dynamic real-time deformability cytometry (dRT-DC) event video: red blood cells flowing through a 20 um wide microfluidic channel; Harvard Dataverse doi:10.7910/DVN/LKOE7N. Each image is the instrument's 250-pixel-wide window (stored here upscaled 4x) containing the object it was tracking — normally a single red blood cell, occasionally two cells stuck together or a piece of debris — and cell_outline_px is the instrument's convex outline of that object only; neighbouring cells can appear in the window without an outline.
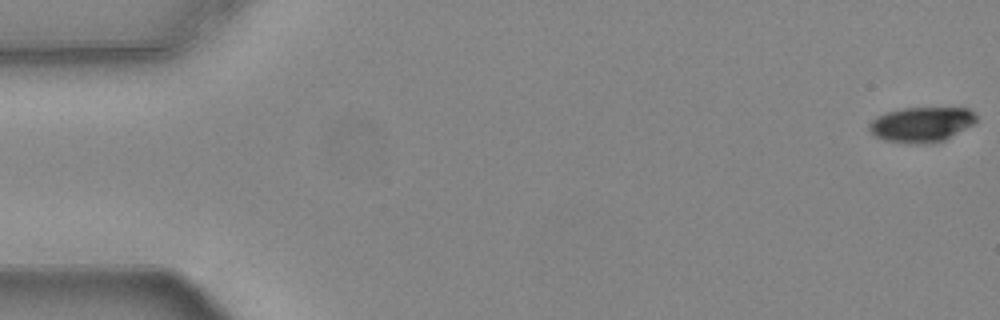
{"species": "common noctule bat (a hibernating species)", "species_latin": "Nyctalus noctula", "temperature_condition": "warm", "stored_images_in_passage": 56, "camera_frame_rate_fps": 3000, "um_per_image_px": 0.085, "animal": {"sex": "female", "body_mass_g": 24.6, "forearm_length_mm": 56.2}, "frame": {"image": 1, "passage_image": 1, "time_ms": 0.0, "image_size_px": [1000, 320], "cell_outline_px": [[976, 124], [944, 140], [932, 144], [908, 144], [884, 140], [876, 136], [868, 128], [868, 124], [876, 116], [888, 112], [904, 108], [968, 108], [976, 116]], "centroid_in_image_um": [78.34, 10.6], "position_along_channel_um": 6.7, "area_um2": 22.08}}
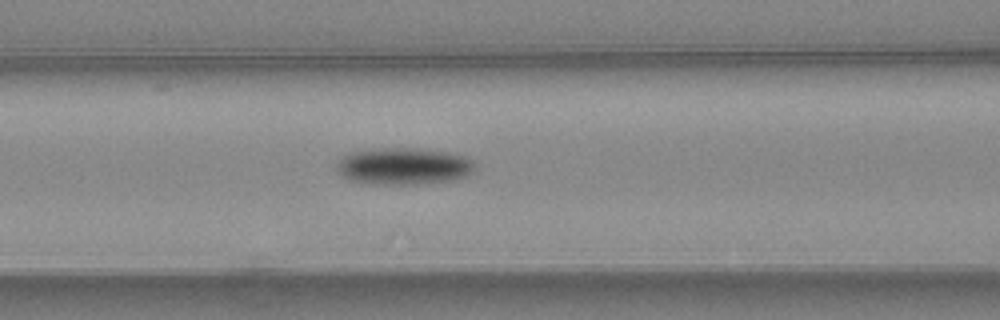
{"frame": {"image": 2, "passage_image": 23, "time_ms": 7.333, "image_size_px": [1000, 320], "cell_outline_px": [[476, 168], [468, 176], [456, 180], [412, 184], [372, 184], [352, 180], [336, 172], [336, 164], [340, 156], [348, 152], [380, 148], [424, 148], [452, 152], [468, 156], [476, 164]], "centroid_in_image_um": [34.35, 14.11], "position_along_channel_um": 132.3, "area_um2": 30.4}}
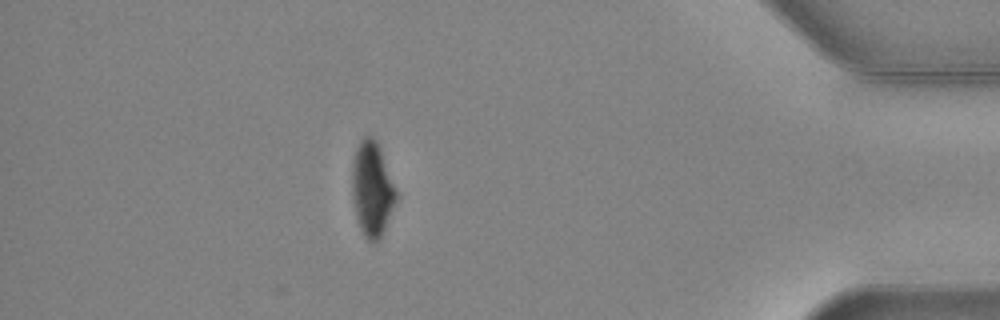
{"frame": {"image": 3, "passage_image": 49, "time_ms": 16.0, "image_size_px": [1000, 320], "cell_outline_px": [[396, 200], [384, 232], [380, 240], [372, 244], [364, 236], [360, 228], [356, 216], [352, 196], [352, 164], [356, 148], [360, 140], [364, 136], [372, 136], [376, 140], [380, 148], [396, 188]], "centroid_in_image_um": [31.62, 16.09], "position_along_channel_um": 403.6, "area_um2": 24.39}, "authors_computed_cell_mechanics": {"area_um2": 25.4031, "velocity_mm_per_s": 3.7013, "shape_relaxation_time_tau1_ms": 2.7915, "shape_relaxation_time_tau2_ms": null, "deformation_change_tau1": 0.1121, "deformation_change_tau2": null}}